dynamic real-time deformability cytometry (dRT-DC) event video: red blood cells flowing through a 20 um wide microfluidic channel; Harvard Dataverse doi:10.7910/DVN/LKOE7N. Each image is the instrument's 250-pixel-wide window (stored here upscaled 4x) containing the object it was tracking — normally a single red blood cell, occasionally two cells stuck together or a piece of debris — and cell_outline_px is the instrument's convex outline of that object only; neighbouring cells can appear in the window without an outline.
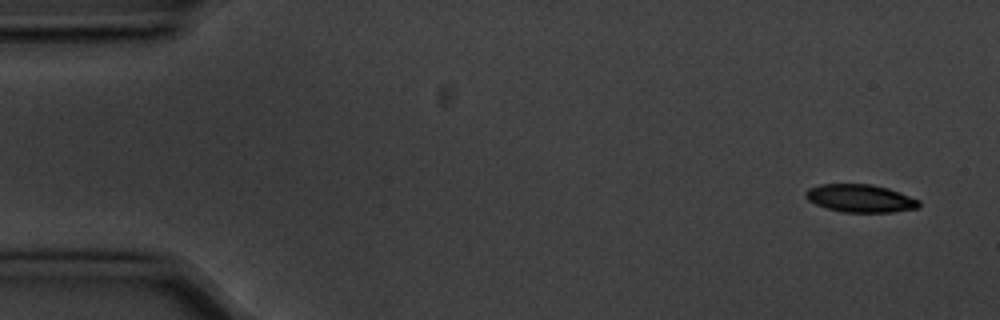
{"species": "common noctule bat (a hibernating species)", "species_latin": "Nyctalus noctula", "temperature_condition": "cold", "stored_images_in_passage": 7, "camera_frame_rate_fps": 3000, "um_per_image_px": 0.085, "animal": {"sex": "male", "body_mass_g": 20.1, "forearm_length_mm": 53.5}, "frame": {"image": 1, "passage_image": 1, "time_ms": 0.0, "image_size_px": [1000, 320], "cell_outline_px": [[920, 208], [892, 212], [844, 212], [828, 208], [816, 204], [808, 200], [804, 196], [804, 192], [808, 188], [820, 184], [872, 184], [888, 188], [900, 192], [920, 200]], "centroid_in_image_um": [73.14, 16.85], "position_along_channel_um": 11.9, "area_um2": 18.5}}